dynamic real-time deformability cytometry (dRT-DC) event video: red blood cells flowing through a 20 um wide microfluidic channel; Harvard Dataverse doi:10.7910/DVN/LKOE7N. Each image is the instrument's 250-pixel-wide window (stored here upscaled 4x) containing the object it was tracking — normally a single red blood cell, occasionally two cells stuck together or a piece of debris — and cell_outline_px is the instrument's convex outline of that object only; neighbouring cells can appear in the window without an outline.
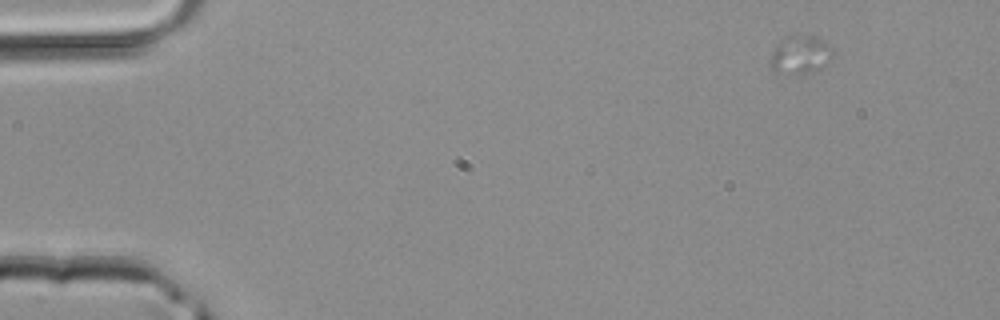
{"species": "common noctule bat (a hibernating species)", "species_latin": "Nyctalus noctula", "temperature_condition": "room temperature", "stored_images_in_passage": 15, "camera_frame_rate_fps": 3000, "um_per_image_px": 0.085, "animal": {"sex": "male", "body_mass_g": 20.4}, "frame": {"image": 1, "passage_image": 1, "time_ms": 0.0, "image_size_px": [1000, 320], "cell_outline_px": [[832, 52], [828, 60], [824, 64], [816, 68], [804, 72], [776, 72], [772, 68], [772, 56], [776, 48], [788, 36], [808, 36], [820, 40], [828, 44]], "centroid_in_image_um": [68.02, 4.64], "position_along_channel_um": 17.0, "area_um2": 12.43}}